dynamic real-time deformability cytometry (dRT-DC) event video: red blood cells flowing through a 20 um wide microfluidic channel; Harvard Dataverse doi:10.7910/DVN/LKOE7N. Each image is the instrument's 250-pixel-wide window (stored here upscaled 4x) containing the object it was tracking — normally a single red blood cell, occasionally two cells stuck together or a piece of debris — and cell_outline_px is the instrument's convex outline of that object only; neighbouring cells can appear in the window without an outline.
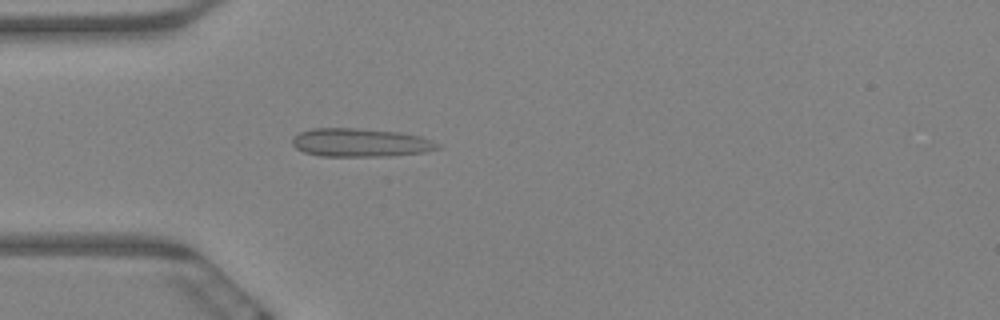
{"species": "Egyptian fruit bat (a non-hibernating species)", "species_latin": "Rousettus aegyptiacus", "temperature_condition": "warm", "stored_images_in_passage": 62, "camera_frame_rate_fps": 3000, "um_per_image_px": 0.085, "animal": {"sex": "female"}, "frame": {"image": 1, "passage_image": 18, "time_ms": 5.667, "image_size_px": [1000, 320], "cell_outline_px": [[440, 148], [424, 152], [388, 156], [320, 156], [304, 152], [296, 148], [292, 144], [292, 140], [300, 132], [312, 128], [356, 128], [400, 132], [420, 136], [432, 140], [440, 144]], "centroid_in_image_um": [30.65, 12.12], "position_along_channel_um": 54.4, "area_um2": 24.04}}
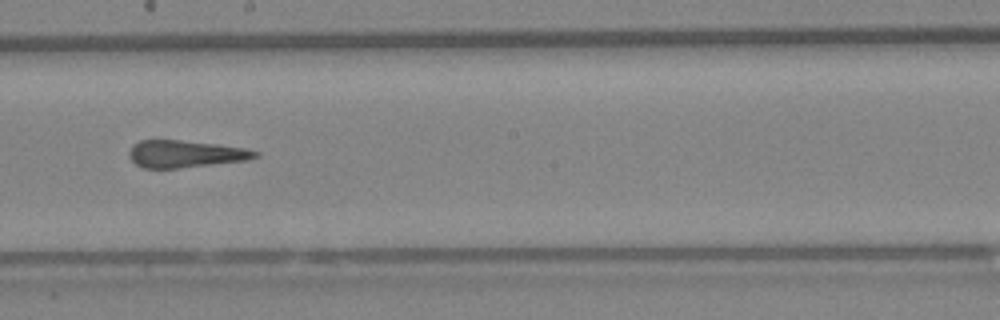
{"frame": {"image": 2, "passage_image": 35, "time_ms": 11.333, "image_size_px": [1000, 320], "cell_outline_px": [[260, 156], [248, 160], [176, 168], [144, 168], [136, 164], [128, 156], [128, 152], [132, 144], [140, 140], [180, 140], [220, 144], [244, 148], [260, 152]], "centroid_in_image_um": [15.75, 13.07], "position_along_channel_um": 232.4, "area_um2": 20.06}}
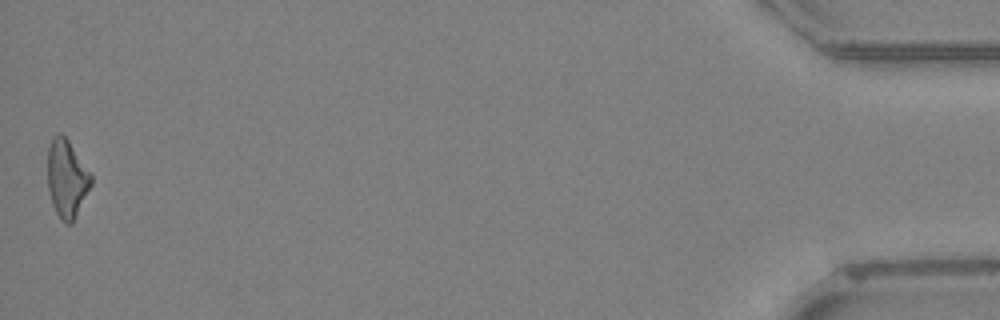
{"frame": {"image": 3, "passage_image": 62, "time_ms": 20.333, "image_size_px": [1000, 320], "cell_outline_px": [[92, 184], [72, 224], [64, 224], [60, 220], [52, 204], [48, 188], [48, 148], [52, 136], [60, 132], [68, 140], [92, 176]], "centroid_in_image_um": [5.66, 15.2], "position_along_channel_um": 429.5, "area_um2": 19.65}, "authors_computed_cell_mechanics": {"area_um2": 21.3282, "velocity_mm_per_s": 3.2621, "shape_relaxation_time_tau1_ms": null, "shape_relaxation_time_tau2_ms": 2.1043, "deformation_change_tau1": null, "deformation_change_tau2": 0.1353}}